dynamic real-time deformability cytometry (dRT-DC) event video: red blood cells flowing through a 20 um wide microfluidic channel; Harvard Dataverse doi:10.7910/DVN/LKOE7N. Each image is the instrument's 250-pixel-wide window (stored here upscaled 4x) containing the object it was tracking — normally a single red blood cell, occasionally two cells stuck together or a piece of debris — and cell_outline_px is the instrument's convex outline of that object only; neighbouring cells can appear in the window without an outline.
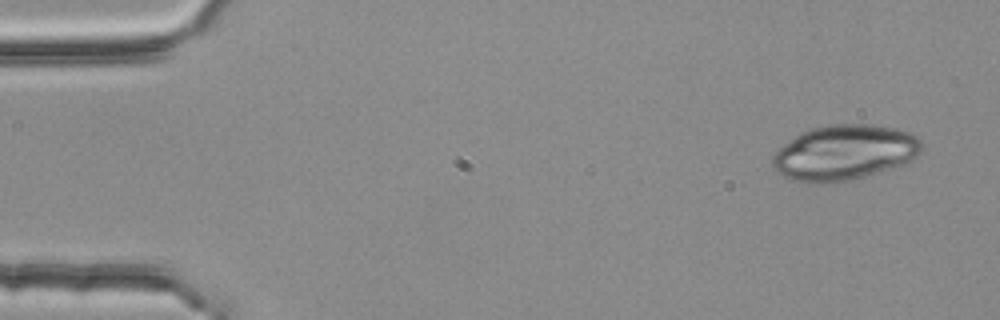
{"species": "common noctule bat (a hibernating species)", "species_latin": "Nyctalus noctula", "temperature_condition": "room temperature", "stored_images_in_passage": 3, "camera_frame_rate_fps": 3000, "um_per_image_px": 0.085, "animal": {"sex": "female", "body_mass_g": 25.1}, "frame": {"image": 1, "passage_image": 1, "time_ms": 0.0, "image_size_px": [1000, 320], "cell_outline_px": [[924, 144], [920, 152], [916, 156], [904, 164], [864, 176], [844, 180], [820, 184], [812, 184], [796, 180], [784, 176], [776, 172], [772, 168], [772, 156], [784, 144], [800, 132], [808, 128], [828, 124], [872, 124], [892, 128], [908, 132], [916, 136]], "centroid_in_image_um": [71.74, 12.95], "position_along_channel_um": 13.3, "area_um2": 47.92}}